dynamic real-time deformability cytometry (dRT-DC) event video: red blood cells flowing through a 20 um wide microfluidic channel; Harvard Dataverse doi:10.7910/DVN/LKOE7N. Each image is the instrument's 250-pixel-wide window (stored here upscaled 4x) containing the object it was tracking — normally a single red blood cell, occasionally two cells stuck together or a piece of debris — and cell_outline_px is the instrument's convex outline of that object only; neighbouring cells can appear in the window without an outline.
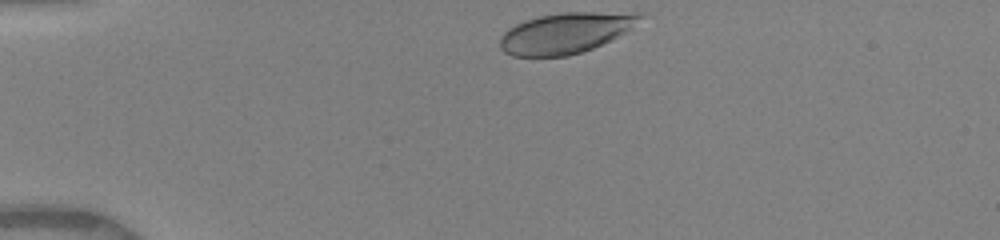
{"species": "human", "species_latin": "Homo sapiens", "temperature_condition": "warm", "stored_images_in_passage": 8, "camera_frame_rate_fps": 3000, "um_per_image_px": 0.085, "donor": {"sex": "female"}, "frame": {"image": 1, "passage_image": 1, "time_ms": 0.0, "image_size_px": [1000, 240], "cell_outline_px": [[644, 16], [628, 28], [616, 36], [592, 48], [568, 56], [512, 56], [504, 52], [500, 48], [500, 36], [508, 28], [524, 20], [540, 16], [564, 12], [640, 12]], "centroid_in_image_um": [48.0, 2.79], "position_along_channel_um": 37.0, "area_um2": 32.71}}